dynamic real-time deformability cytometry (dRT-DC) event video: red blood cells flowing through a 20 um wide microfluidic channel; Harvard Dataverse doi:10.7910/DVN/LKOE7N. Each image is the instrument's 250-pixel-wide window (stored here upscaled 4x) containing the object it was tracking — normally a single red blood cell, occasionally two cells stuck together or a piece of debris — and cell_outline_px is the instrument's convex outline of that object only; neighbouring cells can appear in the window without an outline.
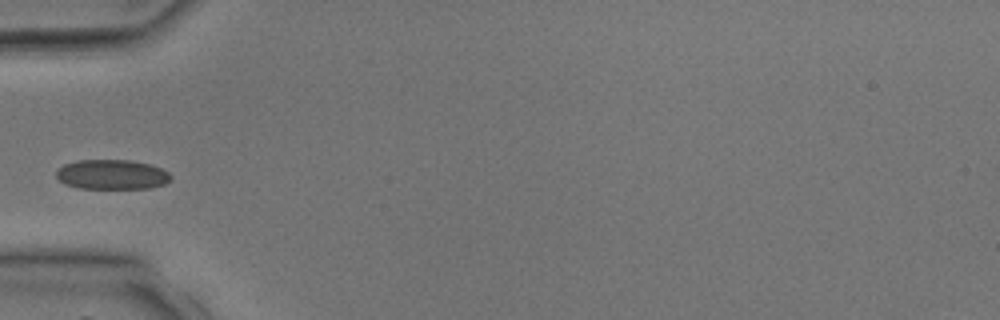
{"species": "common noctule bat (a hibernating species)", "species_latin": "Nyctalus noctula", "temperature_condition": "room temperature", "stored_images_in_passage": 1, "camera_frame_rate_fps": 3000, "um_per_image_px": 0.085, "animal": {"sex": "male", "body_mass_g": 17.9, "forearm_length_mm": 54.2}, "frame": {"image": 1, "passage_image": 1, "time_ms": 0.0, "image_size_px": [1000, 320], "cell_outline_px": [[172, 180], [164, 184], [148, 188], [80, 188], [68, 184], [60, 180], [56, 176], [56, 172], [64, 164], [76, 160], [132, 160], [148, 164], [160, 168], [168, 172], [172, 176]], "centroid_in_image_um": [9.54, 14.82], "position_along_channel_um": 75.5, "area_um2": 19.71}}